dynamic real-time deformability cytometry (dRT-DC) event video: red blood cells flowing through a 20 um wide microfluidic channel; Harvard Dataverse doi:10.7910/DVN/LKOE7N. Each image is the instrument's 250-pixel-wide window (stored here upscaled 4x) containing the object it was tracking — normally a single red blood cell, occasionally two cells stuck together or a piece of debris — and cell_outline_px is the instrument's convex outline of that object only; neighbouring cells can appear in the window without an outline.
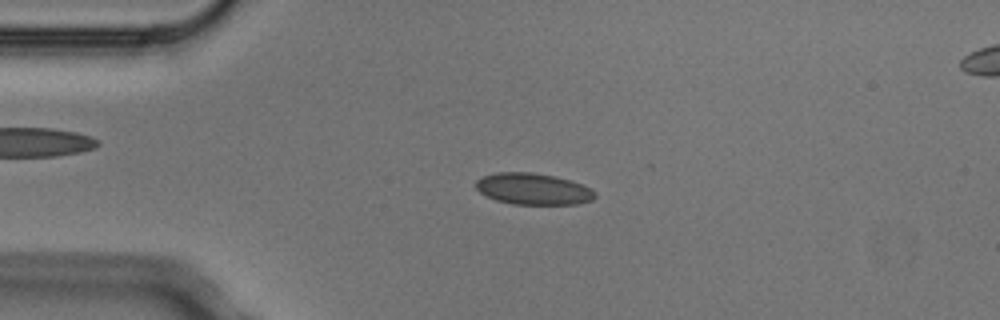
{"species": "Egyptian fruit bat (a non-hibernating species)", "species_latin": "Rousettus aegyptiacus", "temperature_condition": "cold", "stored_images_in_passage": 5, "camera_frame_rate_fps": 3000, "um_per_image_px": 0.085, "animal": {"sex": "male"}, "frame": {"image": 1, "passage_image": 3, "time_ms": 0.667, "image_size_px": [1000, 320], "cell_outline_px": [[596, 196], [592, 200], [576, 204], [512, 204], [496, 200], [480, 192], [476, 188], [476, 180], [480, 176], [496, 172], [532, 172], [556, 176], [592, 188], [596, 192]], "centroid_in_image_um": [45.31, 16.05], "position_along_channel_um": 39.7, "area_um2": 21.91}}
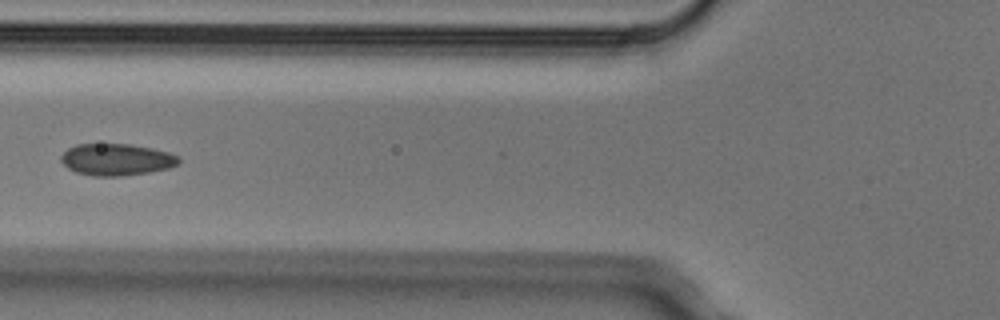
{"frame": {"image": 2, "passage_image": 5, "time_ms": 1.333, "image_size_px": [1000, 320], "cell_outline_px": [[180, 164], [168, 168], [148, 172], [120, 176], [92, 176], [76, 172], [68, 168], [60, 160], [60, 156], [68, 148], [76, 144], [132, 144], [152, 148], [168, 152], [180, 156]], "centroid_in_image_um": [9.91, 13.56], "position_along_channel_um": 115.9, "area_um2": 21.91}}